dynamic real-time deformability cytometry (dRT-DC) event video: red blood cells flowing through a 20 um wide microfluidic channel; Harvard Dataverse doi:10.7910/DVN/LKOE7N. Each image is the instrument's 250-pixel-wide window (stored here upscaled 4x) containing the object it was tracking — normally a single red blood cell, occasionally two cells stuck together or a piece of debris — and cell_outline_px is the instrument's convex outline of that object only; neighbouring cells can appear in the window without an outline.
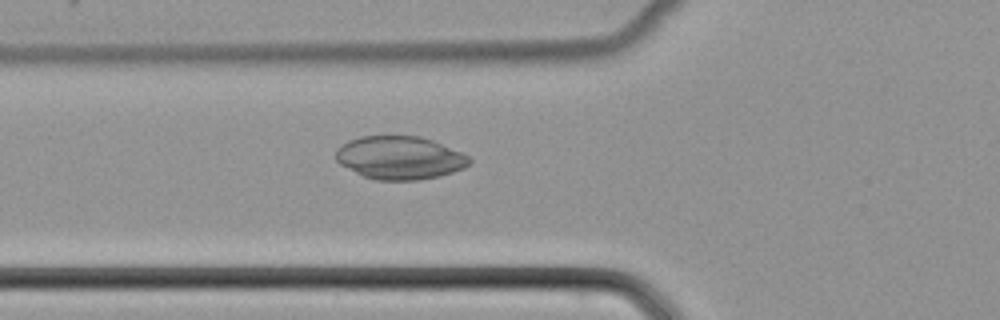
{"species": "common noctule bat (a hibernating species)", "species_latin": "Nyctalus noctula", "temperature_condition": "cold", "stored_images_in_passage": 41, "camera_frame_rate_fps": 3000, "um_per_image_px": 0.085, "animal": {"sex": "female", "body_mass_g": 22.7, "forearm_length_mm": 54.2}, "frame": {"image": 1, "passage_image": 9, "time_ms": 2.667, "image_size_px": [1000, 320], "cell_outline_px": [[472, 160], [464, 168], [440, 176], [420, 180], [376, 180], [364, 176], [340, 164], [336, 160], [336, 148], [348, 140], [360, 136], [420, 136], [432, 140], [460, 152], [468, 156]], "centroid_in_image_um": [33.96, 13.41], "position_along_channel_um": 91.8, "area_um2": 33.47}}
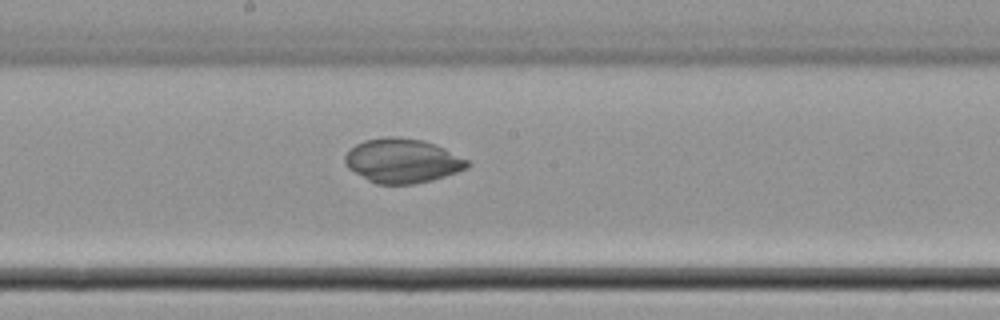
{"frame": {"image": 2, "passage_image": 18, "time_ms": 5.667, "image_size_px": [1000, 320], "cell_outline_px": [[472, 164], [468, 168], [432, 180], [416, 184], [376, 184], [368, 180], [348, 168], [344, 164], [344, 156], [356, 144], [364, 140], [384, 136], [392, 136], [420, 140], [444, 148], [468, 160]], "centroid_in_image_um": [34.19, 13.67], "position_along_channel_um": 214.0, "area_um2": 31.44}}
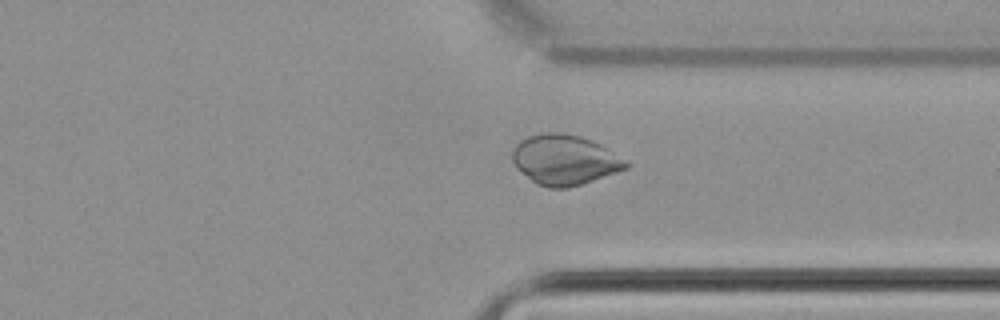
{"frame": {"image": 3, "passage_image": 29, "time_ms": 9.333, "image_size_px": [1000, 320], "cell_outline_px": [[628, 168], [568, 188], [548, 188], [536, 184], [516, 168], [512, 160], [512, 152], [516, 144], [520, 140], [528, 136], [544, 132], [556, 132], [580, 136], [592, 140], [608, 148], [624, 160], [628, 164]], "centroid_in_image_um": [47.95, 13.58], "position_along_channel_um": 363.5, "area_um2": 33.0}}